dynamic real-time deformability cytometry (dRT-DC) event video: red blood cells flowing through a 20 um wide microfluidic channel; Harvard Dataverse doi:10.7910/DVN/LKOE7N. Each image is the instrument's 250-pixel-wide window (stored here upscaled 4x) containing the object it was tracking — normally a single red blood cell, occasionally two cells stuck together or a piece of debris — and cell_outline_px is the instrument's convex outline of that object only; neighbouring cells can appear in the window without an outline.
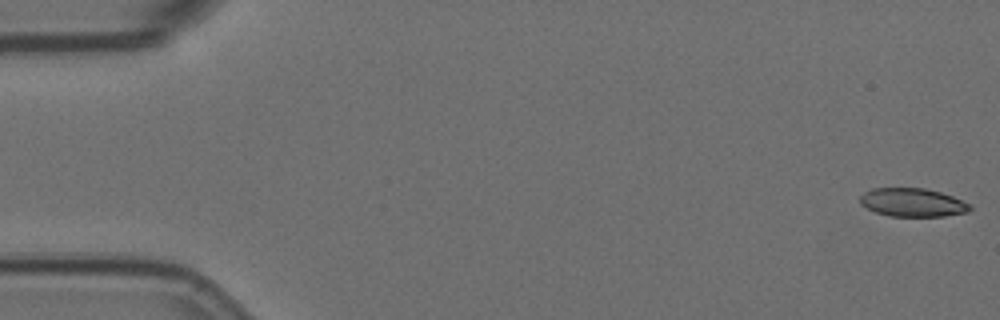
{"species": "Egyptian fruit bat (a non-hibernating species)", "species_latin": "Rousettus aegyptiacus", "temperature_condition": "room temperature", "stored_images_in_passage": 12, "camera_frame_rate_fps": 3000, "um_per_image_px": 0.085, "animal": {"sex": "female"}, "frame": {"image": 1, "passage_image": 1, "time_ms": 0.0, "image_size_px": [1000, 320], "cell_outline_px": [[972, 208], [968, 212], [944, 216], [888, 216], [876, 212], [860, 204], [860, 196], [864, 192], [872, 188], [924, 188], [940, 192], [952, 196], [968, 204]], "centroid_in_image_um": [77.54, 17.21], "position_along_channel_um": 7.5, "area_um2": 18.09}}
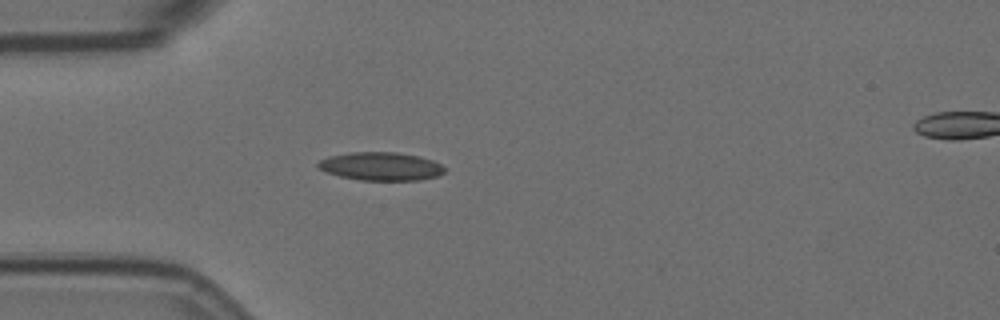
{"frame": {"image": 2, "passage_image": 12, "time_ms": 3.667, "image_size_px": [1000, 320], "cell_outline_px": [[444, 172], [440, 176], [420, 180], [360, 180], [340, 176], [324, 172], [316, 164], [320, 160], [332, 156], [352, 152], [396, 152], [416, 156], [432, 160], [440, 164], [444, 168]], "centroid_in_image_um": [32.38, 14.15], "position_along_channel_um": 52.6, "area_um2": 20.69}}